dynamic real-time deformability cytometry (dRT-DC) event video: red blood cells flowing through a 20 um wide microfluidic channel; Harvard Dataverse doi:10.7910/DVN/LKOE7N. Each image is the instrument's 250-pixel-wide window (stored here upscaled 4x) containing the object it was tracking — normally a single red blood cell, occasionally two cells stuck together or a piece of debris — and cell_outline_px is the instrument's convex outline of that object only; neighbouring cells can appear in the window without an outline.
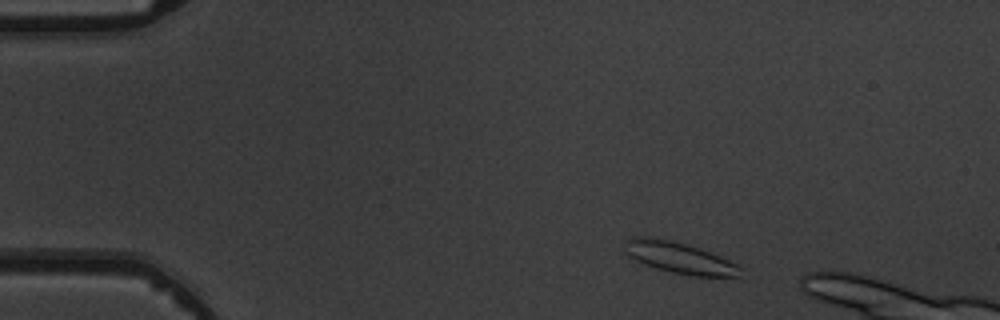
{"species": "common noctule bat (a hibernating species)", "species_latin": "Nyctalus noctula", "temperature_condition": "warm", "stored_images_in_passage": 3, "camera_frame_rate_fps": 3000, "um_per_image_px": 0.085, "animal": {"sex": "male", "body_mass_g": 19.5, "forearm_length_mm": 54.6}, "frame": {"image": 1, "passage_image": 1, "time_ms": 0.0, "image_size_px": [1000, 320], "cell_outline_px": [[744, 268], [740, 276], [692, 276], [672, 272], [656, 268], [636, 260], [628, 256], [624, 252], [624, 240], [632, 236], [652, 236], [672, 240], [688, 244], [700, 248], [720, 256]], "centroid_in_image_um": [57.71, 21.88], "position_along_channel_um": 27.3, "area_um2": 21.39}}